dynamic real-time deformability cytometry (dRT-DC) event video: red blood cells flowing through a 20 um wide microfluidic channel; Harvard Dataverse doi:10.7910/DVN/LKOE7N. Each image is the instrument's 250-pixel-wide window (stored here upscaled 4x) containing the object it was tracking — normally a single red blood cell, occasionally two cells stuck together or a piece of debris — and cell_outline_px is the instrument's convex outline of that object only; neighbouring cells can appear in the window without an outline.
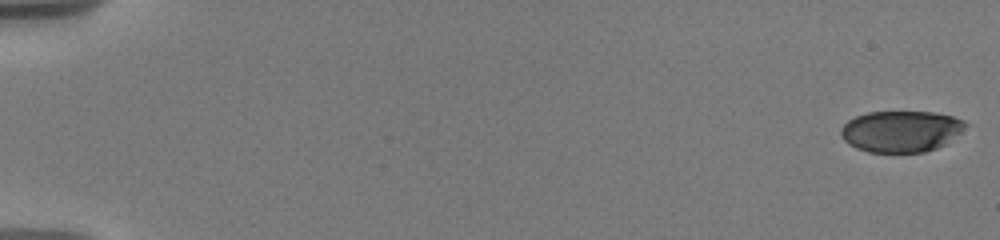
{"species": "human", "species_latin": "Homo sapiens", "temperature_condition": "warm", "stored_images_in_passage": 50, "camera_frame_rate_fps": 3000, "um_per_image_px": 0.085, "donor": {"sex": "male"}, "frame": {"image": 1, "passage_image": 1, "time_ms": 0.0, "image_size_px": [1000, 240], "cell_outline_px": [[968, 124], [960, 132], [944, 144], [936, 148], [924, 152], [868, 152], [856, 148], [848, 144], [840, 136], [840, 128], [848, 120], [856, 116], [868, 112], [936, 112], [952, 116], [964, 120]], "centroid_in_image_um": [76.55, 11.15], "position_along_channel_um": 8.4, "area_um2": 30.0}}
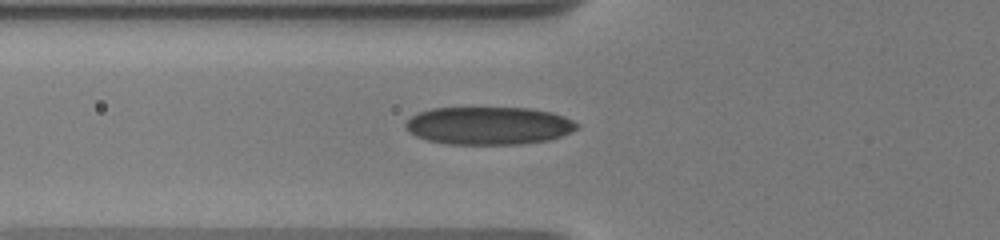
{"frame": {"image": 2, "passage_image": 35, "time_ms": 7.0, "image_size_px": [1000, 240], "cell_outline_px": [[580, 128], [572, 132], [548, 140], [520, 144], [448, 144], [428, 140], [416, 136], [408, 132], [404, 128], [404, 124], [412, 116], [420, 112], [432, 108], [532, 108], [552, 112], [564, 116], [580, 124]], "centroid_in_image_um": [41.56, 10.68], "position_along_channel_um": 84.2, "area_um2": 37.97}}
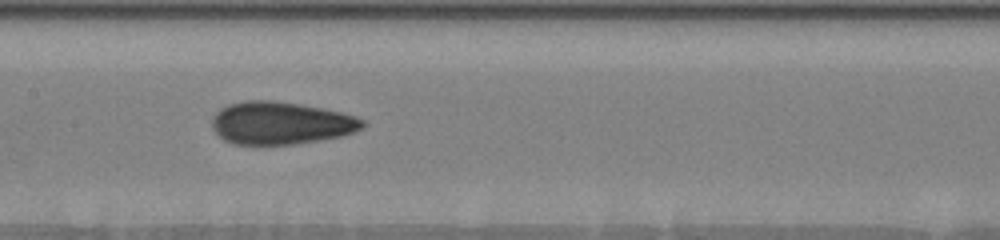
{"frame": {"image": 3, "passage_image": 49, "time_ms": 9.667, "image_size_px": [1000, 240], "cell_outline_px": [[368, 124], [364, 128], [340, 136], [292, 144], [236, 144], [224, 140], [212, 128], [212, 116], [220, 108], [228, 104], [244, 100], [272, 100], [300, 104], [340, 112], [356, 116], [364, 120]], "centroid_in_image_um": [23.85, 10.44], "position_along_channel_um": 183.5, "area_um2": 37.28}}